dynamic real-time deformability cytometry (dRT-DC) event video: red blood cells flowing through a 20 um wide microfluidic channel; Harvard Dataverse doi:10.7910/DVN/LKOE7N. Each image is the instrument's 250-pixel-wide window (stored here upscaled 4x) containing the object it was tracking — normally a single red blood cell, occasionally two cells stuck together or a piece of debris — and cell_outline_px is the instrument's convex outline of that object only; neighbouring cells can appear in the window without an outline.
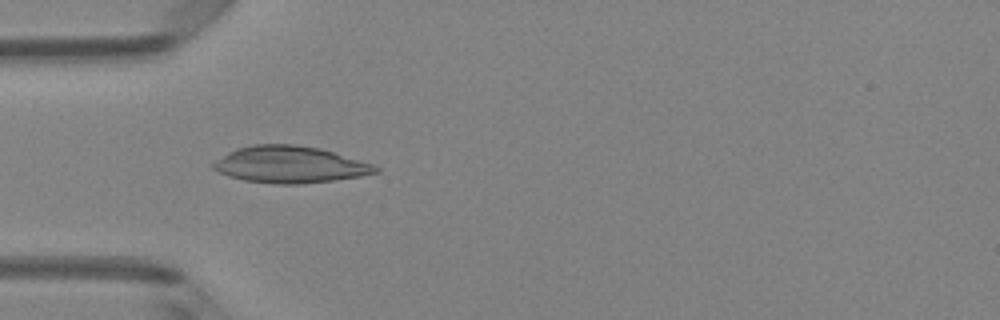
{"species": "Egyptian fruit bat (a non-hibernating species)", "species_latin": "Rousettus aegyptiacus", "temperature_condition": "room temperature", "stored_images_in_passage": 5, "camera_frame_rate_fps": 3000, "um_per_image_px": 0.085, "animal": {"sex": "female"}, "frame": {"image": 1, "passage_image": 4, "time_ms": 1.0, "image_size_px": [1000, 320], "cell_outline_px": [[380, 172], [360, 176], [332, 180], [300, 184], [272, 184], [244, 180], [228, 176], [212, 168], [212, 164], [216, 160], [228, 152], [236, 148], [252, 144], [296, 144], [320, 148], [372, 164], [380, 168]], "centroid_in_image_um": [24.62, 13.98], "position_along_channel_um": 60.4, "area_um2": 34.68}}
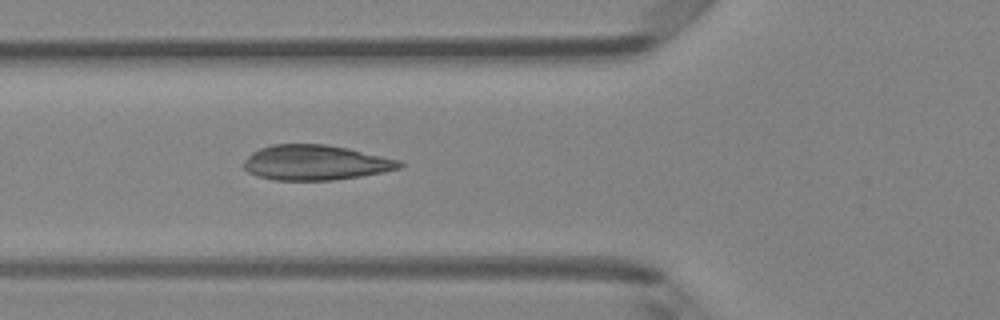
{"frame": {"image": 2, "passage_image": 5, "time_ms": 1.333, "image_size_px": [1000, 320], "cell_outline_px": [[404, 164], [400, 168], [384, 172], [360, 176], [332, 180], [272, 180], [248, 172], [240, 164], [252, 152], [260, 148], [272, 144], [324, 144], [348, 148], [400, 160]], "centroid_in_image_um": [26.8, 13.82], "position_along_channel_um": 99.0, "area_um2": 31.91}}